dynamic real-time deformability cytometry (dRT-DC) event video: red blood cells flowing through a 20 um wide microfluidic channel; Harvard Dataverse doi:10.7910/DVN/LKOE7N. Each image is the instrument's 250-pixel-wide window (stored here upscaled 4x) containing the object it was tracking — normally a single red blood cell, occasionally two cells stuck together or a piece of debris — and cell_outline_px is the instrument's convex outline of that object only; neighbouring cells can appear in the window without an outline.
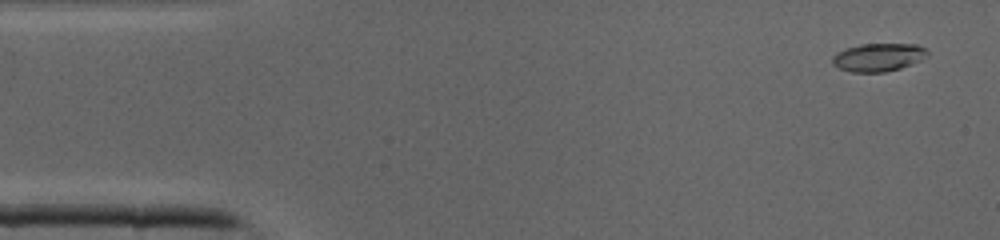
{"species": "common noctule bat (a hibernating species)", "species_latin": "Nyctalus noctula", "temperature_condition": "cold", "stored_images_in_passage": 9, "camera_frame_rate_fps": 3000, "um_per_image_px": 0.085, "animal": {"sex": "male", "body_mass_g": 19.0, "forearm_length_mm": 50.8}, "frame": {"image": 1, "passage_image": 2, "time_ms": 0.333, "image_size_px": [1000, 240], "cell_outline_px": [[928, 56], [920, 60], [900, 68], [884, 72], [852, 72], [840, 68], [832, 64], [832, 56], [836, 52], [860, 44], [916, 44], [924, 48], [928, 52]], "centroid_in_image_um": [74.64, 4.86], "position_along_channel_um": 10.4, "area_um2": 15.43}}